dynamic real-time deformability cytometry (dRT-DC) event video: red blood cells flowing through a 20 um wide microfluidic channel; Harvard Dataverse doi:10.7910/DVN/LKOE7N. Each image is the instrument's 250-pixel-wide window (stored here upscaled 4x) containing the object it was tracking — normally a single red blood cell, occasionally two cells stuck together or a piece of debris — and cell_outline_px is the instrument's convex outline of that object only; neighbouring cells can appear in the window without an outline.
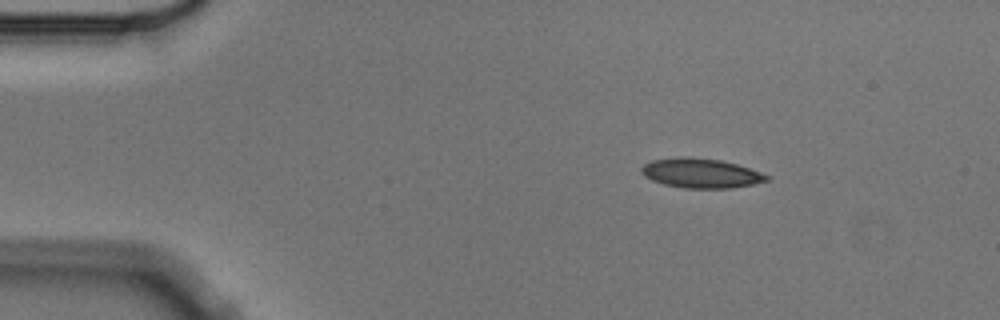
{"species": "Egyptian fruit bat (a non-hibernating species)", "species_latin": "Rousettus aegyptiacus", "temperature_condition": "cold", "stored_images_in_passage": 3, "camera_frame_rate_fps": 3000, "um_per_image_px": 0.085, "animal": {"sex": "male"}, "frame": {"image": 1, "passage_image": 1, "time_ms": 0.0, "image_size_px": [1000, 320], "cell_outline_px": [[768, 180], [752, 184], [732, 188], [684, 188], [664, 184], [652, 180], [644, 176], [640, 172], [640, 168], [644, 164], [652, 160], [720, 160], [736, 164], [760, 172], [768, 176]], "centroid_in_image_um": [59.59, 14.78], "position_along_channel_um": 25.4, "area_um2": 20.4}}